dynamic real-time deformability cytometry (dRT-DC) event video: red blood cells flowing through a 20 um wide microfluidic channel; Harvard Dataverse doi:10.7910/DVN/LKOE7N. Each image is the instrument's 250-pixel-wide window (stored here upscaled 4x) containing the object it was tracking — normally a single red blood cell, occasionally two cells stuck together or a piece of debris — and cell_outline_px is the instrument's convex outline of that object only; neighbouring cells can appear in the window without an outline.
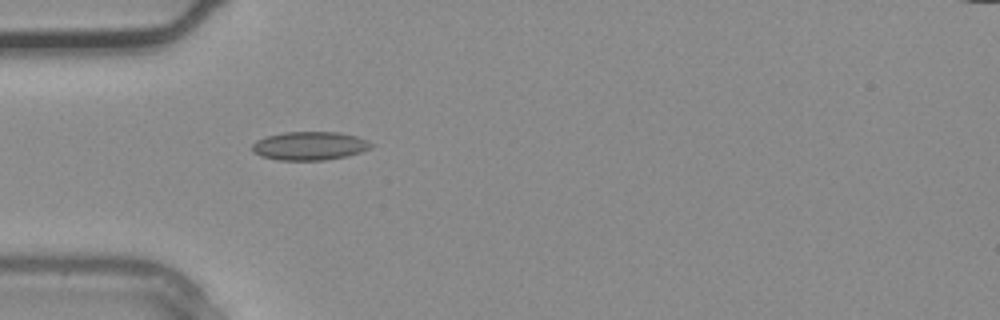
{"species": "common noctule bat (a hibernating species)", "species_latin": "Nyctalus noctula", "temperature_condition": "warm", "stored_images_in_passage": 35, "camera_frame_rate_fps": 3000, "um_per_image_px": 0.085, "animal": {"sex": "male", "body_mass_g": 20.4}, "frame": {"image": 1, "passage_image": 10, "time_ms": 3.0, "image_size_px": [1000, 320], "cell_outline_px": [[372, 148], [348, 156], [324, 160], [280, 160], [260, 156], [252, 152], [252, 144], [256, 140], [264, 136], [284, 132], [340, 132], [356, 136], [368, 140], [372, 144]], "centroid_in_image_um": [26.3, 12.39], "position_along_channel_um": 58.7, "area_um2": 19.94}}